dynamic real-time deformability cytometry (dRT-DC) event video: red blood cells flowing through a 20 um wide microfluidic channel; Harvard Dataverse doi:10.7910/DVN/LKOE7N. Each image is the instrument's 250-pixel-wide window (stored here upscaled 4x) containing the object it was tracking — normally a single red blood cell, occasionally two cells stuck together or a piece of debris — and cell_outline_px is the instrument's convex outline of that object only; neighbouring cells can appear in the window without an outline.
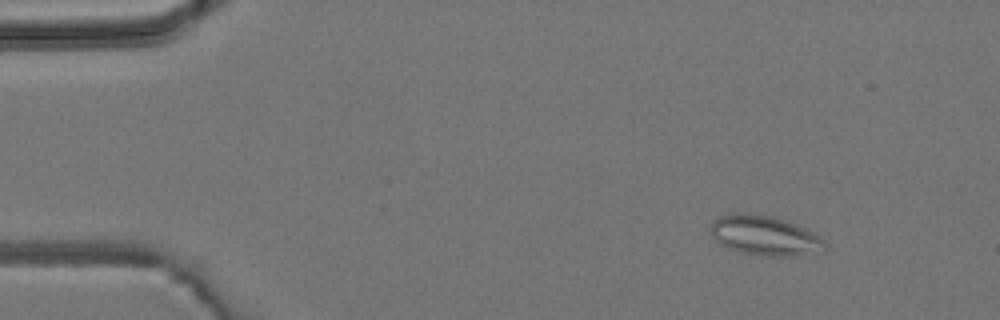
{"species": "common noctule bat (a hibernating species)", "species_latin": "Nyctalus noctula", "temperature_condition": "room temperature", "stored_images_in_passage": 6, "camera_frame_rate_fps": 3000, "um_per_image_px": 0.085, "animal": {"sex": "male", "body_mass_g": 19.2, "forearm_length_mm": 51.8}, "frame": {"image": 1, "passage_image": 1, "time_ms": 0.0, "image_size_px": [1000, 320], "cell_outline_px": [[828, 244], [824, 252], [796, 256], [768, 256], [740, 252], [728, 248], [720, 244], [712, 236], [708, 228], [712, 220], [720, 216], [732, 212], [748, 212], [772, 216], [796, 224], [812, 232], [824, 240]], "centroid_in_image_um": [64.99, 20.01], "position_along_channel_um": 20.0, "area_um2": 26.99}}
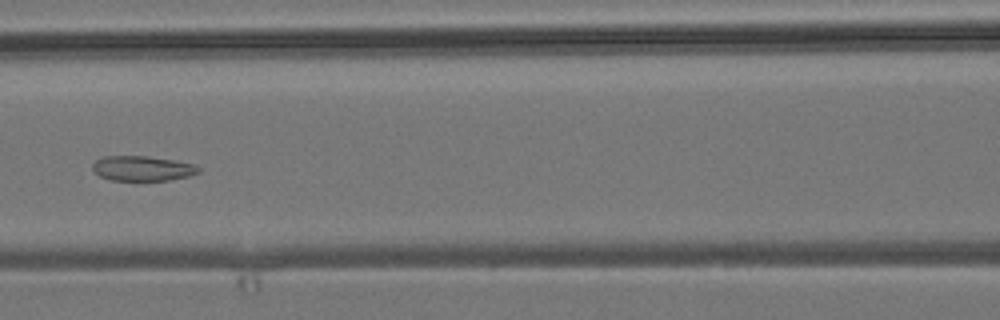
{"frame": {"image": 2, "passage_image": 6, "time_ms": 5.667, "image_size_px": [1000, 320], "cell_outline_px": [[200, 172], [188, 176], [168, 180], [112, 180], [100, 176], [92, 172], [92, 164], [96, 160], [104, 156], [148, 156], [196, 164], [200, 168]], "centroid_in_image_um": [12.09, 14.31], "position_along_channel_um": 154.5, "area_um2": 15.43}}